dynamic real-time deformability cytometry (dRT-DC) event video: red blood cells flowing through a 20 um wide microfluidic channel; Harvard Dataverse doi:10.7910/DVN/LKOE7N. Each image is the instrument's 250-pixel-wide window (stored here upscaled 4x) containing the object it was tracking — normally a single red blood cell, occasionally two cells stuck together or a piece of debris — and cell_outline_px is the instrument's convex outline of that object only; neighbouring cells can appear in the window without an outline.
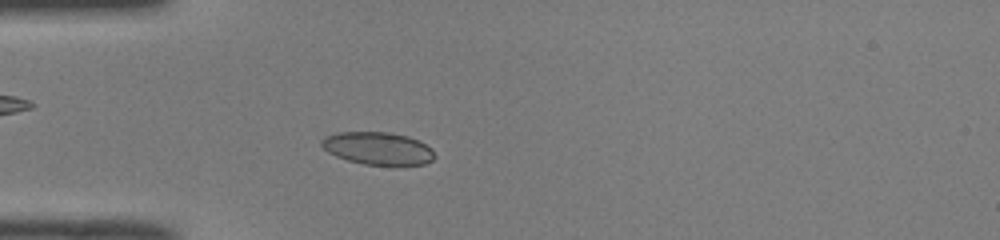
{"species": "common noctule bat (a hibernating species)", "species_latin": "Nyctalus noctula", "temperature_condition": "room temperature", "stored_images_in_passage": 46, "camera_frame_rate_fps": 3000, "um_per_image_px": 0.085, "animal": {"sex": "male", "body_mass_g": 19.0, "forearm_length_mm": 50.8}, "frame": {"image": 1, "passage_image": 10, "time_ms": 3.0, "image_size_px": [1000, 240], "cell_outline_px": [[436, 156], [432, 160], [424, 164], [364, 164], [348, 160], [336, 156], [328, 152], [320, 144], [320, 140], [324, 136], [336, 132], [384, 132], [408, 136], [432, 148]], "centroid_in_image_um": [32.08, 12.59], "position_along_channel_um": 52.9, "area_um2": 21.27}}
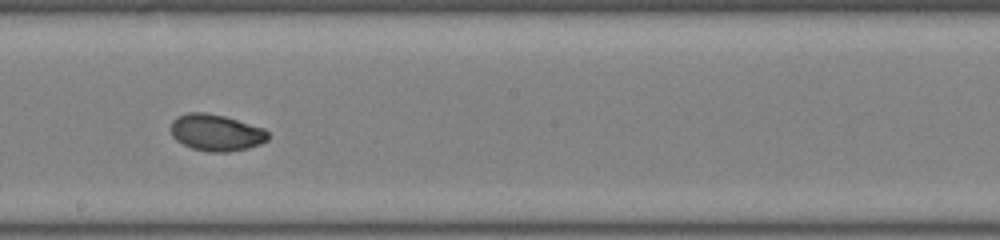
{"frame": {"image": 2, "passage_image": 24, "time_ms": 7.667, "image_size_px": [1000, 240], "cell_outline_px": [[268, 140], [260, 144], [248, 148], [228, 152], [208, 152], [192, 148], [176, 140], [172, 136], [172, 120], [176, 116], [188, 112], [204, 112], [224, 116], [264, 128], [268, 132]], "centroid_in_image_um": [18.37, 11.27], "position_along_channel_um": 229.8, "area_um2": 20.75}}
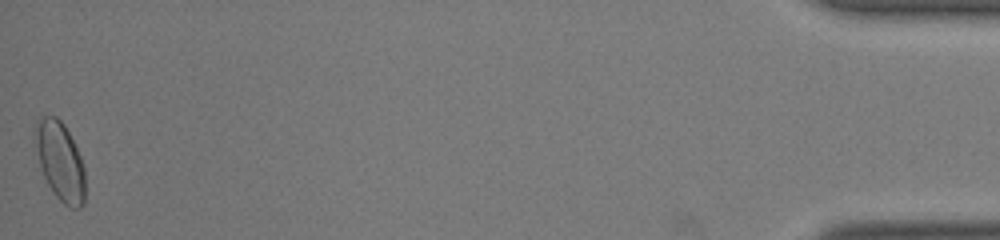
{"frame": {"image": 3, "passage_image": 46, "time_ms": 15.0, "image_size_px": [1000, 240], "cell_outline_px": [[84, 204], [80, 208], [72, 208], [64, 204], [56, 196], [48, 184], [44, 176], [40, 164], [36, 144], [36, 128], [40, 116], [56, 116], [64, 124], [84, 164]], "centroid_in_image_um": [5.14, 13.72], "position_along_channel_um": 430.1, "area_um2": 22.31}, "authors_computed_cell_mechanics": {"area_um2": 20.6346, "velocity_mm_per_s": 3.9913, "shape_relaxation_time_tau1_ms": 6.8185, "shape_relaxation_time_tau2_ms": 1.5068, "deformation_change_tau1": 0.1548, "deformation_change_tau2": 0.0358}}